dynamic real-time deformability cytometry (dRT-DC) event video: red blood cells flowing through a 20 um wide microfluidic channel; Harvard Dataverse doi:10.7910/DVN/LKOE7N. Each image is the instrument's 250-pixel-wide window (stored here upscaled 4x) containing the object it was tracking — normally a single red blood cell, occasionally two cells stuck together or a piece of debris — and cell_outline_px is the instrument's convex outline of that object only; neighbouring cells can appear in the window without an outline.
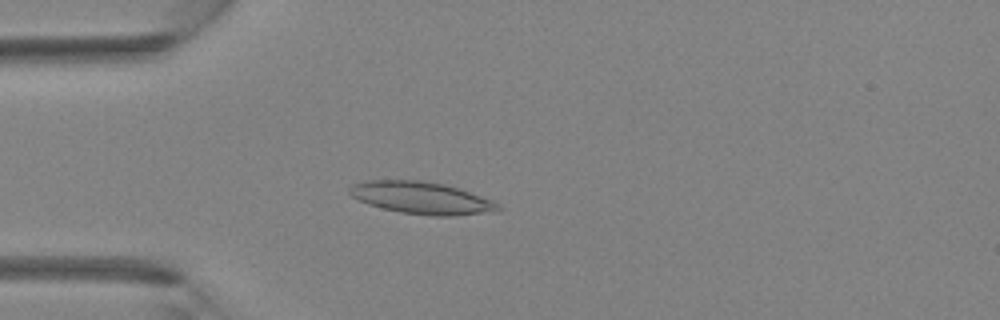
{"species": "Egyptian fruit bat (a non-hibernating species)", "species_latin": "Rousettus aegyptiacus", "temperature_condition": "room temperature", "stored_images_in_passage": 40, "camera_frame_rate_fps": 3000, "um_per_image_px": 0.085, "animal": {"sex": "female"}, "frame": {"image": 1, "passage_image": 11, "time_ms": 3.333, "image_size_px": [1000, 320], "cell_outline_px": [[504, 208], [500, 212], [456, 216], [432, 216], [400, 212], [368, 204], [352, 196], [348, 192], [348, 188], [352, 184], [364, 180], [420, 180], [444, 184], [460, 188], [492, 200], [500, 204]], "centroid_in_image_um": [35.9, 16.83], "position_along_channel_um": 49.1, "area_um2": 28.32}}
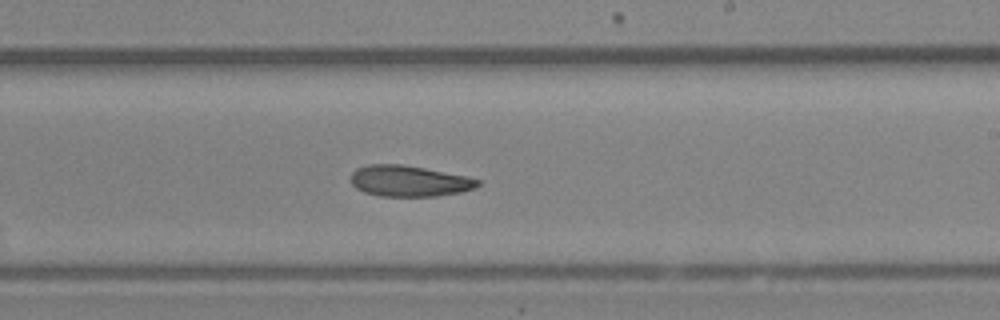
{"frame": {"image": 2, "passage_image": 24, "time_ms": 7.667, "image_size_px": [1000, 320], "cell_outline_px": [[480, 184], [476, 188], [460, 192], [436, 196], [380, 196], [364, 192], [356, 188], [352, 184], [352, 172], [356, 168], [368, 164], [404, 164], [464, 176], [480, 180]], "centroid_in_image_um": [34.76, 15.38], "position_along_channel_um": 254.2, "area_um2": 22.83}}
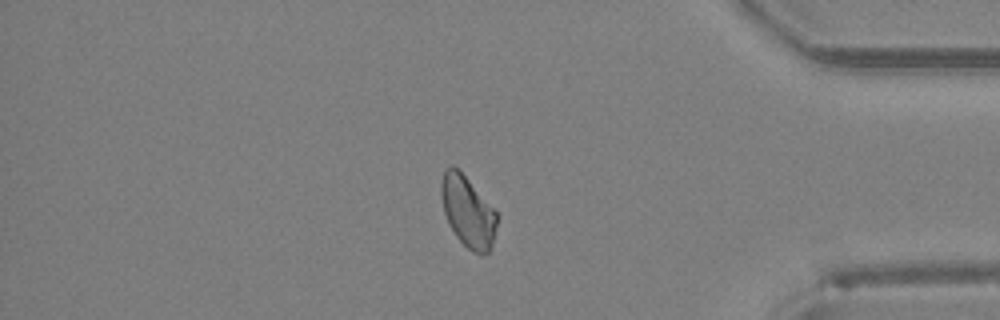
{"frame": {"image": 3, "passage_image": 34, "time_ms": 11.0, "image_size_px": [1000, 320], "cell_outline_px": [[496, 224], [492, 248], [484, 256], [480, 256], [468, 248], [456, 236], [448, 224], [444, 212], [440, 196], [440, 184], [444, 172], [452, 164], [468, 180], [496, 212]], "centroid_in_image_um": [39.74, 18.03], "position_along_channel_um": 395.5, "area_um2": 22.72}}